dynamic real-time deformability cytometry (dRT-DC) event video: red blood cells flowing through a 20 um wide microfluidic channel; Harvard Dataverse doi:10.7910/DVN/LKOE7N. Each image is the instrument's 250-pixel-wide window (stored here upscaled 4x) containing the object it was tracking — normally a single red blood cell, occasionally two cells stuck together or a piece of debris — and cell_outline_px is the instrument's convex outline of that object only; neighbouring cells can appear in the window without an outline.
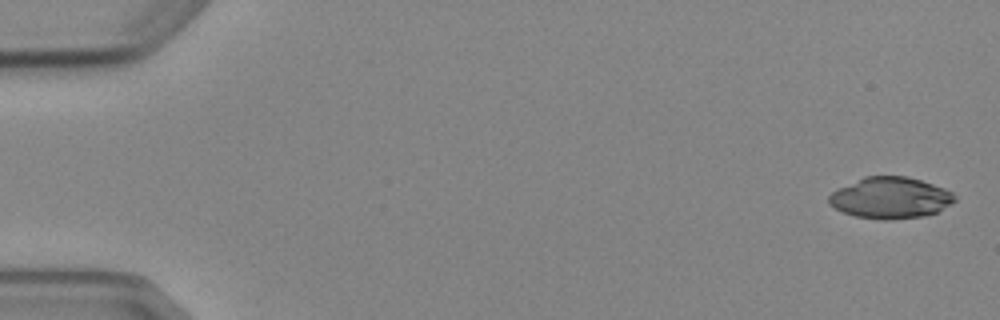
{"species": "Egyptian fruit bat (a non-hibernating species)", "species_latin": "Rousettus aegyptiacus", "temperature_condition": "cold", "stored_images_in_passage": 6, "segment_of_instrument_passage": [1, 2], "camera_frame_rate_fps": 3000, "um_per_image_px": 0.085, "animal": {"sex": "female"}, "frame": {"image": 1, "passage_image": 1, "time_ms": 0.0, "image_size_px": [1000, 320], "cell_outline_px": [[956, 200], [936, 212], [924, 216], [892, 220], [880, 220], [856, 216], [844, 212], [828, 204], [828, 196], [832, 192], [864, 176], [908, 176], [944, 188], [952, 192], [956, 196]], "centroid_in_image_um": [75.68, 16.82], "position_along_channel_um": 9.3, "area_um2": 30.17}}
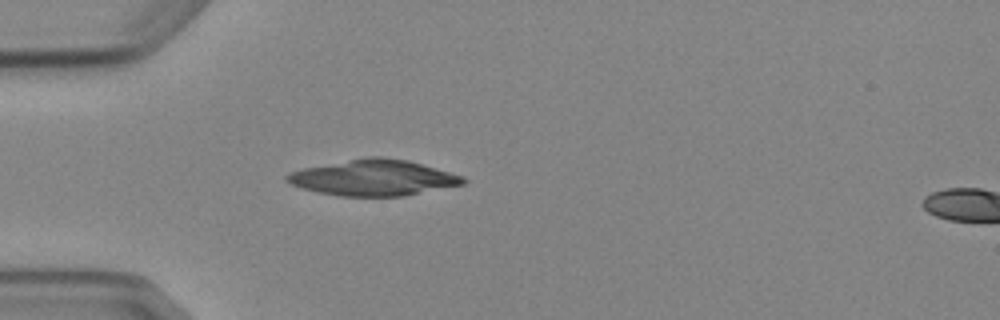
{"frame": {"image": 2, "passage_image": 5, "time_ms": 4.667, "image_size_px": [1000, 320], "cell_outline_px": [[468, 180], [464, 184], [404, 196], [340, 196], [320, 192], [304, 188], [292, 184], [284, 180], [284, 176], [288, 172], [304, 168], [368, 156], [380, 156], [408, 160], [464, 176]], "centroid_in_image_um": [31.76, 15.1], "position_along_channel_um": 53.2, "area_um2": 36.7}}